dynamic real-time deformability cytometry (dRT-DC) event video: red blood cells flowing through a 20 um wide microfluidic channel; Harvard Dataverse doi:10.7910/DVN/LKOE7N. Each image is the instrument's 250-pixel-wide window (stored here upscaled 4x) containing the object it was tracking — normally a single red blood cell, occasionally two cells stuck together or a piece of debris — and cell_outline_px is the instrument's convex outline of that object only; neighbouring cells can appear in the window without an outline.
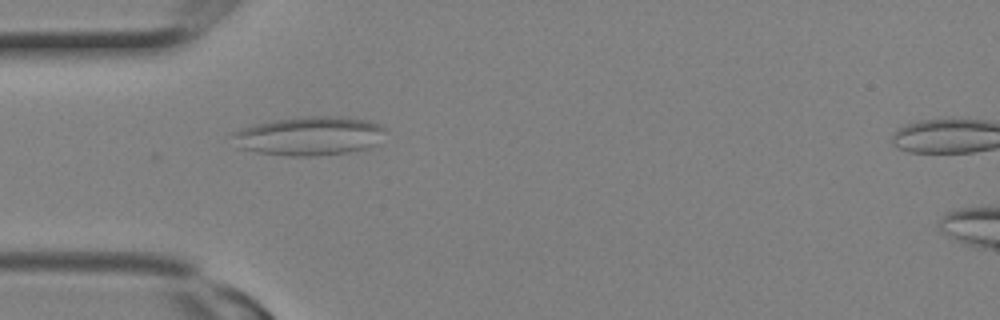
{"species": "Egyptian fruit bat (a non-hibernating species)", "species_latin": "Rousettus aegyptiacus", "temperature_condition": "room temperature", "stored_images_in_passage": 1, "camera_frame_rate_fps": 3000, "um_per_image_px": 0.085, "animal": {"sex": "female"}, "frame": {"image": 1, "passage_image": 1, "time_ms": 0.0, "image_size_px": [1000, 320], "cell_outline_px": [[388, 128], [376, 144], [368, 148], [356, 152], [316, 156], [288, 156], [256, 152], [240, 148], [228, 136], [232, 132], [240, 128], [256, 124], [276, 120], [312, 116], [340, 116], [368, 120], [384, 124]], "centroid_in_image_um": [26.33, 11.56], "position_along_channel_um": 58.7, "area_um2": 35.2}}